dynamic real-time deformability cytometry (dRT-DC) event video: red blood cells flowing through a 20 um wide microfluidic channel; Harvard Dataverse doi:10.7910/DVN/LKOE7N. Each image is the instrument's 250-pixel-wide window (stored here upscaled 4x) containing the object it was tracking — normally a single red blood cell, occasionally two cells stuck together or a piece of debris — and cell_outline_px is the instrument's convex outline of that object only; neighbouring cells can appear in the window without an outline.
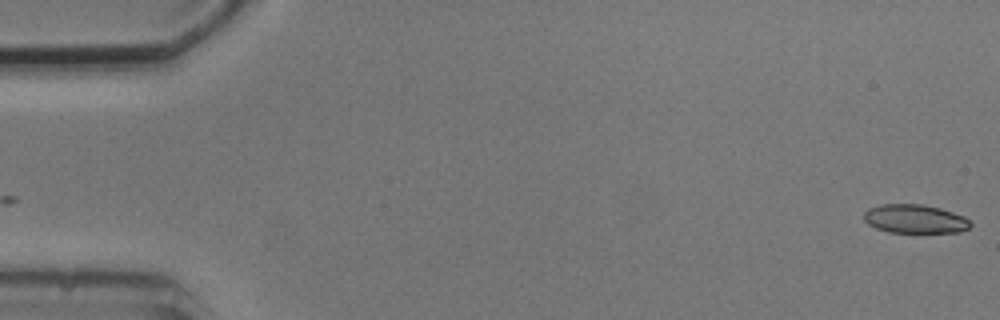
{"species": "common noctule bat (a hibernating species)", "species_latin": "Nyctalus noctula", "temperature_condition": "cold", "stored_images_in_passage": 2, "camera_frame_rate_fps": 3000, "um_per_image_px": 0.085, "animal": {"sex": "male", "body_mass_g": 20.5, "forearm_length_mm": 52.5}, "frame": {"image": 1, "passage_image": 2, "time_ms": 1.333, "image_size_px": [1000, 320], "cell_outline_px": [[972, 224], [968, 228], [960, 232], [888, 232], [876, 228], [868, 224], [864, 220], [864, 212], [868, 208], [880, 204], [920, 204], [940, 208], [964, 216]], "centroid_in_image_um": [77.74, 18.6], "position_along_channel_um": 7.3, "area_um2": 17.8}}